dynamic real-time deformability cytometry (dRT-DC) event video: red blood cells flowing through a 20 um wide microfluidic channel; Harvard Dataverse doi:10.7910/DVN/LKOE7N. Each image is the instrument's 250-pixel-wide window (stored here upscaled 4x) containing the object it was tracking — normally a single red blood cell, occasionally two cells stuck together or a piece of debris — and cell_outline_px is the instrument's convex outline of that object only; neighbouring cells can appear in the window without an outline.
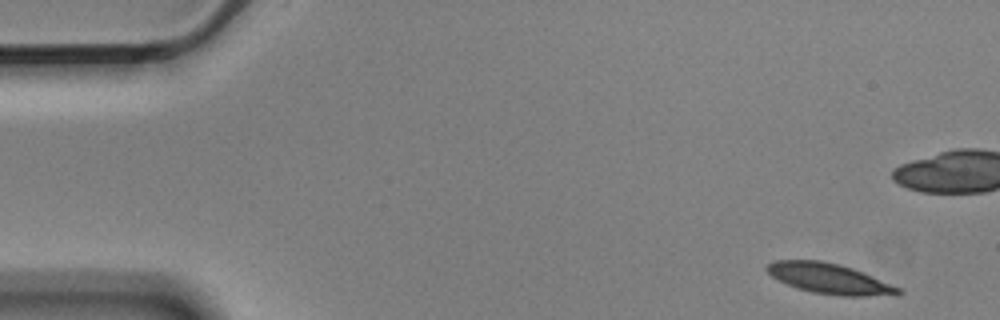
{"species": "Egyptian fruit bat (a non-hibernating species)", "species_latin": "Rousettus aegyptiacus", "temperature_condition": "cold", "stored_images_in_passage": 7, "camera_frame_rate_fps": 3000, "um_per_image_px": 0.085, "animal": {"sex": "male"}, "frame": {"image": 1, "passage_image": 1, "time_ms": 0.0, "image_size_px": [1000, 320], "cell_outline_px": [[904, 292], [900, 296], [840, 296], [812, 292], [796, 288], [772, 276], [764, 268], [772, 260], [820, 260], [840, 264], [852, 268], [872, 276], [900, 288]], "centroid_in_image_um": [70.54, 23.69], "position_along_channel_um": 14.5, "area_um2": 23.35}}
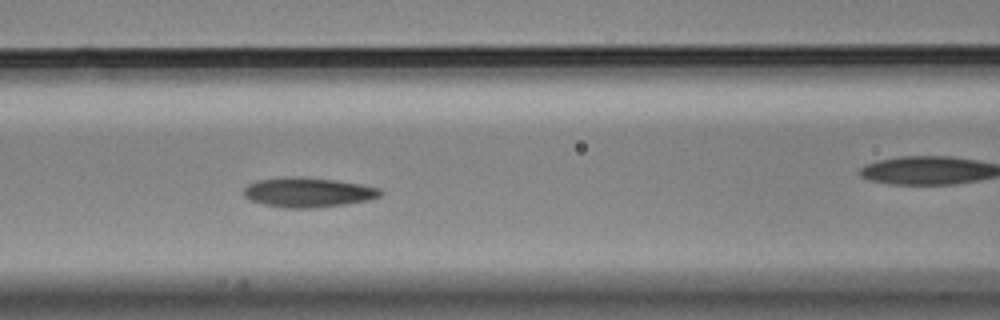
{"frame": {"image": 2, "passage_image": 6, "time_ms": 1.667, "image_size_px": [1000, 320], "cell_outline_px": [[384, 192], [380, 196], [368, 200], [344, 204], [312, 208], [284, 208], [264, 204], [252, 200], [244, 196], [244, 188], [248, 184], [256, 180], [284, 176], [304, 176], [336, 180], [360, 184], [380, 188]], "centroid_in_image_um": [26.18, 16.33], "position_along_channel_um": 140.4, "area_um2": 23.81}}